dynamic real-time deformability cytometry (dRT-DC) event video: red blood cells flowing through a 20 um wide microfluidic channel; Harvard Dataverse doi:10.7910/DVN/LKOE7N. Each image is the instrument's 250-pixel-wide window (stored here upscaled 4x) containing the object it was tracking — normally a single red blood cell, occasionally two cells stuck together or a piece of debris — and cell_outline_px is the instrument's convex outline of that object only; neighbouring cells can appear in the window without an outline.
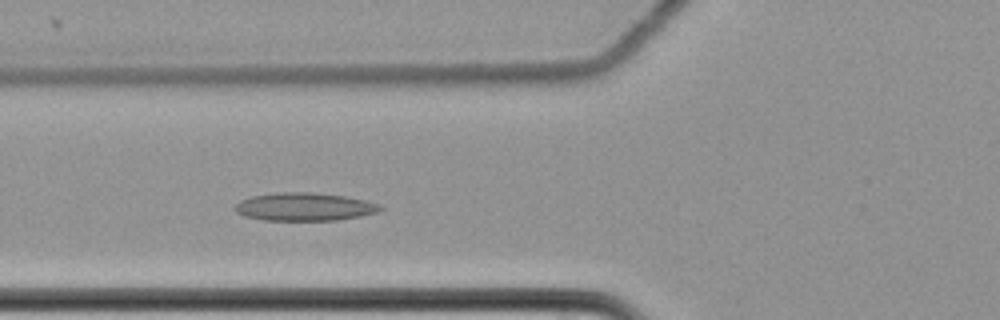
{"species": "common noctule bat (a hibernating species)", "species_latin": "Nyctalus noctula", "temperature_condition": "cold", "stored_images_in_passage": 6, "camera_frame_rate_fps": 3000, "um_per_image_px": 0.085, "animal": {"sex": "female", "body_mass_g": 22.7, "forearm_length_mm": 54.2}, "frame": {"image": 1, "passage_image": 6, "time_ms": 1.667, "image_size_px": [1000, 320], "cell_outline_px": [[384, 208], [376, 212], [360, 216], [336, 220], [264, 220], [244, 216], [236, 212], [232, 208], [240, 200], [252, 196], [276, 192], [312, 192], [344, 196], [364, 200], [380, 204]], "centroid_in_image_um": [25.84, 17.57], "position_along_channel_um": 100.0, "area_um2": 23.76}}